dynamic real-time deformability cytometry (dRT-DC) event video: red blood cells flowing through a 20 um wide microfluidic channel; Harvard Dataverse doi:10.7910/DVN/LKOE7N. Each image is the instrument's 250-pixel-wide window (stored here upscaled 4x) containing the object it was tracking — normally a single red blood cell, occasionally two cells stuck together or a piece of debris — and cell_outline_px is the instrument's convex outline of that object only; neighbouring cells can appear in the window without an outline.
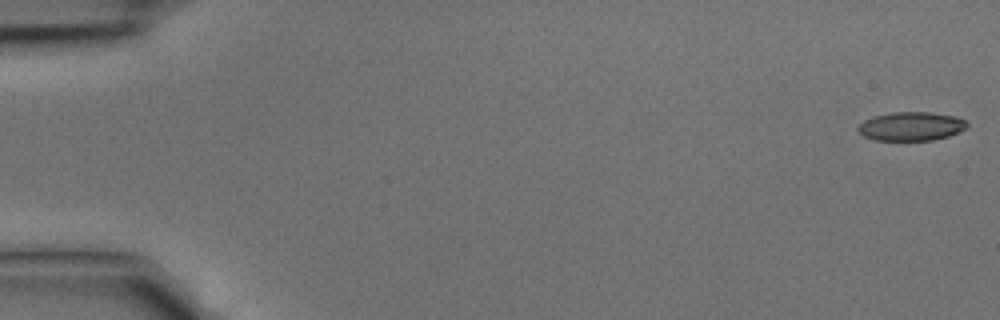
{"species": "common noctule bat (a hibernating species)", "species_latin": "Nyctalus noctula", "temperature_condition": "cold", "stored_images_in_passage": 7, "camera_frame_rate_fps": 3000, "um_per_image_px": 0.085, "animal": {"sex": "male", "body_mass_g": 15.6}, "frame": {"image": 1, "passage_image": 1, "time_ms": 0.0, "image_size_px": [1000, 320], "cell_outline_px": [[968, 128], [960, 132], [948, 136], [932, 140], [876, 140], [864, 136], [856, 128], [864, 120], [872, 116], [892, 112], [932, 112], [956, 116], [964, 120], [968, 124]], "centroid_in_image_um": [77.47, 10.72], "position_along_channel_um": 7.5, "area_um2": 18.38}}